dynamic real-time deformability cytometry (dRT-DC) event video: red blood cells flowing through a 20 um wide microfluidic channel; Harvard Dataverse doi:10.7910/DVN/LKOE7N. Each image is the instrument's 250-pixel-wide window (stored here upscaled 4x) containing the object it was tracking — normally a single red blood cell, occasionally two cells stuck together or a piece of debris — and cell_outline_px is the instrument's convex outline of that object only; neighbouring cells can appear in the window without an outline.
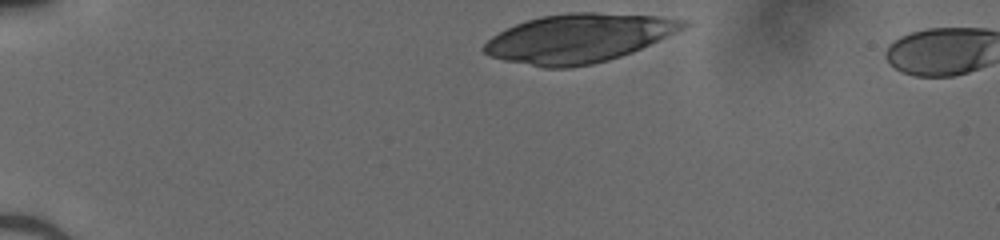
{"species": "human", "species_latin": "Homo sapiens", "temperature_condition": "cold", "stored_images_in_passage": 4, "camera_frame_rate_fps": 3000, "um_per_image_px": 0.085, "donor": {"sex": "male"}, "frame": {"image": 1, "passage_image": 1, "time_ms": 0.0, "image_size_px": [1000, 240], "cell_outline_px": [[692, 24], [676, 32], [632, 52], [608, 60], [592, 64], [568, 68], [544, 68], [504, 60], [492, 56], [484, 52], [480, 48], [492, 36], [516, 24], [540, 16], [568, 12], [596, 12], [656, 16], [692, 20]], "centroid_in_image_um": [49.21, 3.24], "position_along_channel_um": 35.8, "area_um2": 56.47}}